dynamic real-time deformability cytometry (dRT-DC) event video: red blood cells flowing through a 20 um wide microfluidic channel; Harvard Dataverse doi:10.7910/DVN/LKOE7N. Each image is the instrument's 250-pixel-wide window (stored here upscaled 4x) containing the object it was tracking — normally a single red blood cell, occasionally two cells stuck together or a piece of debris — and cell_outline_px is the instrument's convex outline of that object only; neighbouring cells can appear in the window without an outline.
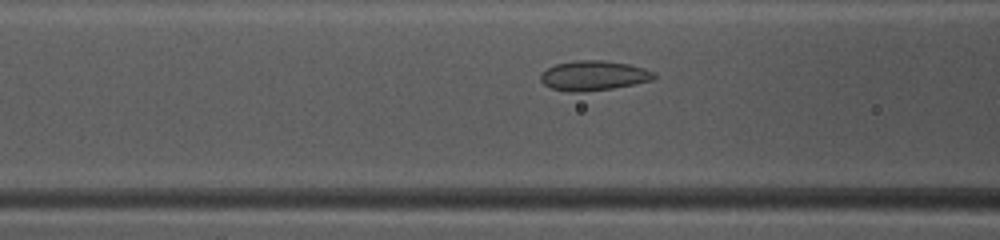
{"species": "common noctule bat (a hibernating species)", "species_latin": "Nyctalus noctula", "temperature_condition": "warm", "stored_images_in_passage": 43, "camera_frame_rate_fps": 3000, "um_per_image_px": 0.085, "animal": {"sex": "female", "body_mass_g": 10.0, "forearm_length_mm": 53.1}, "frame": {"image": 1, "passage_image": 20, "time_ms": 6.333, "image_size_px": [1000, 240], "cell_outline_px": [[656, 76], [652, 80], [612, 88], [580, 92], [568, 92], [552, 88], [544, 84], [540, 80], [540, 72], [556, 64], [572, 60], [600, 60], [628, 64], [644, 68], [656, 72]], "centroid_in_image_um": [50.43, 6.42], "position_along_channel_um": 116.2, "area_um2": 19.65}}
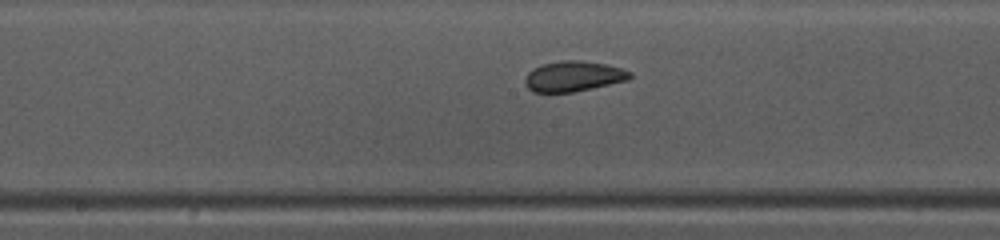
{"frame": {"image": 2, "passage_image": 26, "time_ms": 8.333, "image_size_px": [1000, 240], "cell_outline_px": [[632, 76], [628, 80], [592, 88], [572, 92], [532, 92], [528, 88], [524, 80], [528, 72], [532, 68], [540, 64], [564, 60], [580, 60], [608, 64], [632, 72]], "centroid_in_image_um": [48.73, 6.47], "position_along_channel_um": 199.5, "area_um2": 18.67}}
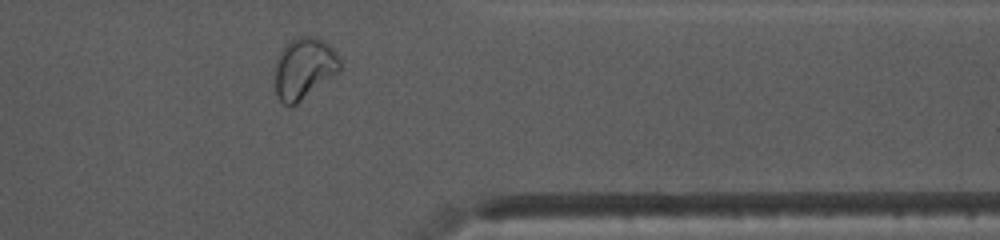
{"frame": {"image": 3, "passage_image": 40, "time_ms": 13.0, "image_size_px": [1000, 240], "cell_outline_px": [[340, 72], [296, 104], [284, 104], [276, 96], [276, 60], [280, 52], [292, 40], [300, 36], [316, 36], [324, 40], [336, 52], [340, 60]], "centroid_in_image_um": [25.88, 5.8], "position_along_channel_um": 385.5, "area_um2": 23.0}, "authors_computed_cell_mechanics": {"area_um2": 19.652, "velocity_mm_per_s": 4.1496, "shape_relaxation_time_tau1_ms": 3.6761, "shape_relaxation_time_tau2_ms": 1.1554, "deformation_change_tau1": 0.0916, "deformation_change_tau2": 0.0478}}